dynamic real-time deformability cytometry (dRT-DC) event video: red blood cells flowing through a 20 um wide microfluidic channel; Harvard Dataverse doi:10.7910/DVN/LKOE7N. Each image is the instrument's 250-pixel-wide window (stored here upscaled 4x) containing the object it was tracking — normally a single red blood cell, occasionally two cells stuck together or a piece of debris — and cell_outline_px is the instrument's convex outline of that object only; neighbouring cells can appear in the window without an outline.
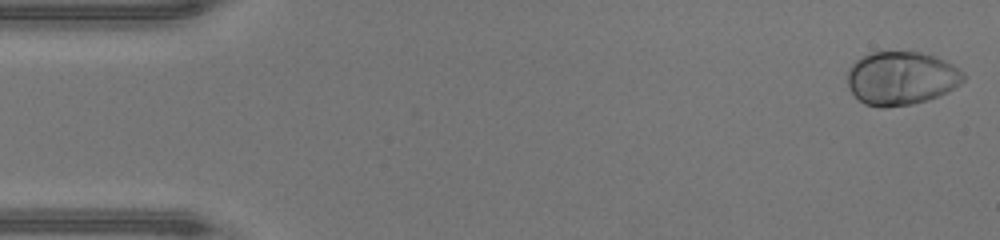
{"species": "human", "species_latin": "Homo sapiens", "temperature_condition": "warm", "stored_images_in_passage": 47, "camera_frame_rate_fps": 3000, "um_per_image_px": 0.085, "donor": {"sex": "male"}, "frame": {"image": 1, "passage_image": 1, "time_ms": 0.0, "image_size_px": [1000, 240], "cell_outline_px": [[964, 80], [960, 84], [936, 96], [912, 104], [884, 108], [880, 108], [864, 104], [852, 92], [848, 84], [848, 72], [852, 64], [856, 60], [872, 52], [920, 52], [936, 56], [944, 60], [964, 72]], "centroid_in_image_um": [76.59, 6.65], "position_along_channel_um": 8.4, "area_um2": 35.78}}
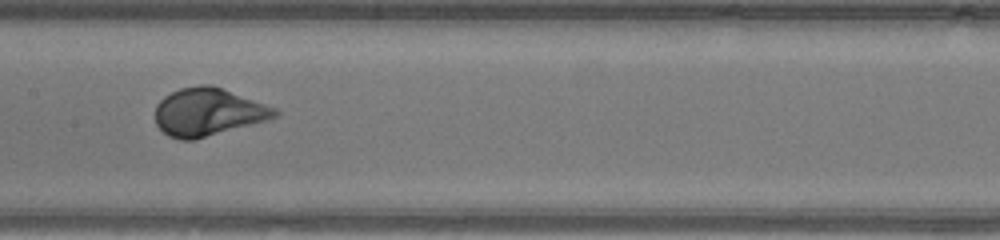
{"frame": {"image": 2, "passage_image": 23, "time_ms": 7.333, "image_size_px": [1000, 240], "cell_outline_px": [[280, 112], [276, 116], [268, 120], [192, 140], [180, 140], [168, 136], [156, 124], [156, 104], [164, 96], [180, 88], [200, 84], [212, 84], [276, 108]], "centroid_in_image_um": [17.68, 9.51], "position_along_channel_um": 189.7, "area_um2": 33.18}}
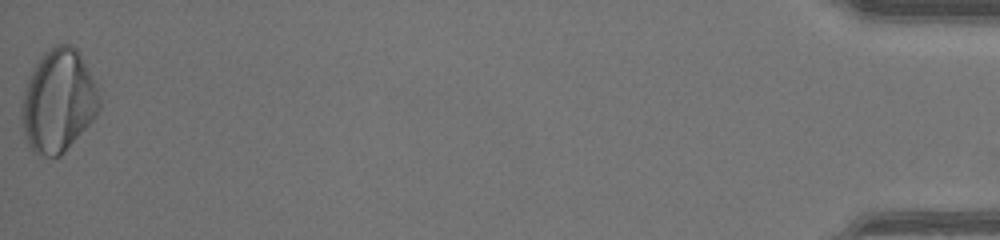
{"frame": {"image": 3, "passage_image": 47, "time_ms": 15.333, "image_size_px": [1000, 240], "cell_outline_px": [[100, 108], [96, 116], [64, 152], [60, 156], [44, 156], [32, 152], [24, 132], [20, 120], [20, 112], [24, 88], [32, 68], [44, 52], [56, 44], [72, 44], [80, 52], [96, 88], [100, 100]], "centroid_in_image_um": [4.92, 8.57], "position_along_channel_um": 430.3, "area_um2": 46.47}, "authors_computed_cell_mechanics": {"area_um2": 33.7552, "velocity_mm_per_s": 4.3586, "shape_relaxation_time_tau1_ms": 2.185, "shape_relaxation_time_tau2_ms": null, "deformation_change_tau1": 0.1794, "deformation_change_tau2": null}}